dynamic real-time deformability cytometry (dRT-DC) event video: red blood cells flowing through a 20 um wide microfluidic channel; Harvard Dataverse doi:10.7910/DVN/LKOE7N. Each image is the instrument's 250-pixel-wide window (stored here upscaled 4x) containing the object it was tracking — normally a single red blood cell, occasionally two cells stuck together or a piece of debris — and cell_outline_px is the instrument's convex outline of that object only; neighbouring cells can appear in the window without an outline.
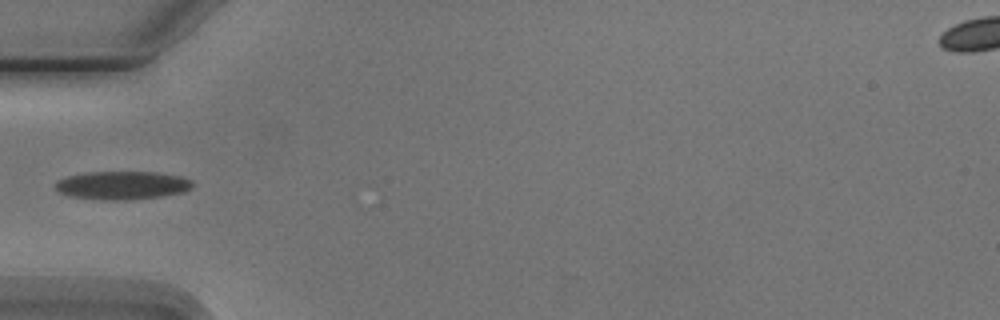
{"species": "Egyptian fruit bat (a non-hibernating species)", "species_latin": "Rousettus aegyptiacus", "temperature_condition": "cold", "stored_images_in_passage": 4, "camera_frame_rate_fps": 3000, "um_per_image_px": 0.085, "animal": {"sex": "male"}, "frame": {"image": 1, "passage_image": 4, "time_ms": 4.333, "image_size_px": [1000, 320], "cell_outline_px": [[192, 188], [184, 192], [160, 196], [128, 200], [100, 200], [68, 196], [60, 192], [56, 188], [56, 180], [68, 176], [84, 172], [156, 172], [180, 176], [192, 180]], "centroid_in_image_um": [10.38, 15.75], "position_along_channel_um": 74.6, "area_um2": 22.72}}